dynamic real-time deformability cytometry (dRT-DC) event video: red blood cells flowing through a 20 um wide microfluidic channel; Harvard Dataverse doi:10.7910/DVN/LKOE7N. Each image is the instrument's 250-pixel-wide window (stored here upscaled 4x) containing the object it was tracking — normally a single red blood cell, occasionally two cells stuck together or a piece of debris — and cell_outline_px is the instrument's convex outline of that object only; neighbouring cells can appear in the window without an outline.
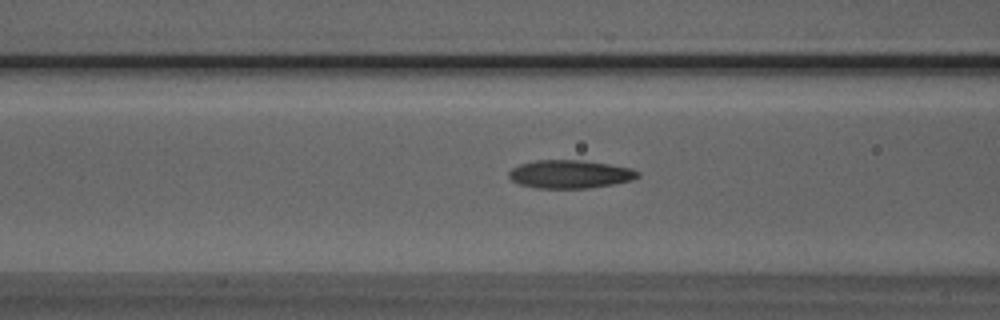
{"species": "Egyptian fruit bat (a non-hibernating species)", "species_latin": "Rousettus aegyptiacus", "temperature_condition": "room temperature", "stored_images_in_passage": 9, "camera_frame_rate_fps": 3000, "um_per_image_px": 0.085, "animal": {"sex": "male"}, "frame": {"image": 1, "passage_image": 7, "time_ms": 2.0, "image_size_px": [1000, 320], "cell_outline_px": [[640, 176], [632, 180], [612, 184], [588, 188], [536, 188], [520, 184], [512, 180], [508, 176], [508, 172], [512, 168], [520, 164], [536, 160], [584, 160], [632, 168], [640, 172]], "centroid_in_image_um": [48.46, 14.8], "position_along_channel_um": 118.1, "area_um2": 21.21}}